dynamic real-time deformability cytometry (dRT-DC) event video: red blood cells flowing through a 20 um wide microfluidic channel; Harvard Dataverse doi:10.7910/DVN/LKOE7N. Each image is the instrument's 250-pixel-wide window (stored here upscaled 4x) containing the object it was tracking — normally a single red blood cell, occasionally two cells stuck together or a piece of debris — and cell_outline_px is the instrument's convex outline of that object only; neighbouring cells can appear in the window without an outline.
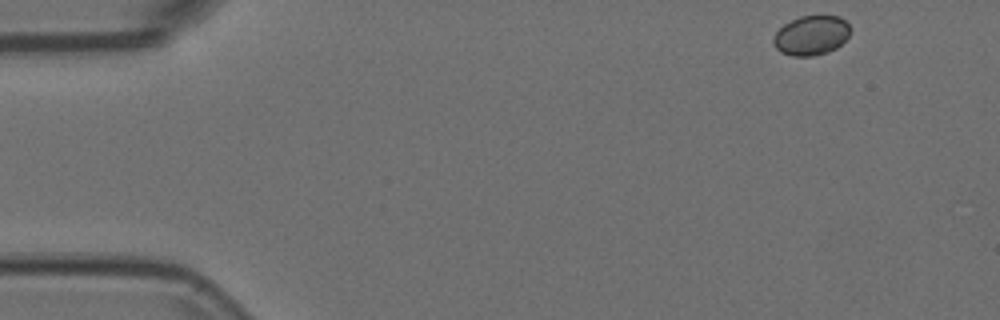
{"species": "Egyptian fruit bat (a non-hibernating species)", "species_latin": "Rousettus aegyptiacus", "temperature_condition": "room temperature", "stored_images_in_passage": 4, "camera_frame_rate_fps": 3000, "um_per_image_px": 0.085, "animal": {"sex": "female"}, "frame": {"image": 1, "passage_image": 1, "time_ms": 0.0, "image_size_px": [1000, 320], "cell_outline_px": [[852, 28], [848, 36], [836, 48], [828, 52], [812, 56], [792, 56], [780, 52], [772, 44], [772, 40], [776, 32], [784, 24], [800, 16], [840, 16]], "centroid_in_image_um": [68.95, 3.01], "position_along_channel_um": 16.1, "area_um2": 17.74}}